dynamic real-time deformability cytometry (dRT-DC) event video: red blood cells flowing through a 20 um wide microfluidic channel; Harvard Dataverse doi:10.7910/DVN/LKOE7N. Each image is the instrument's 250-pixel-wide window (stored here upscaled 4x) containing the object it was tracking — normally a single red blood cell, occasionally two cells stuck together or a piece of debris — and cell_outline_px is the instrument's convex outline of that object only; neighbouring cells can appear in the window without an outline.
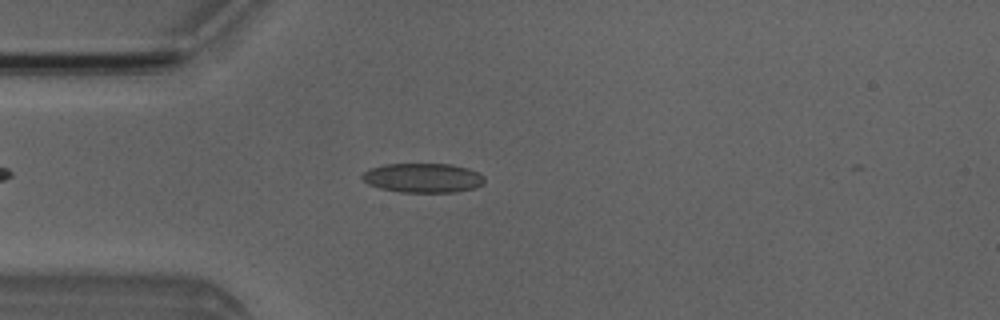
{"species": "Egyptian fruit bat (a non-hibernating species)", "species_latin": "Rousettus aegyptiacus", "temperature_condition": "room temperature", "stored_images_in_passage": 3, "camera_frame_rate_fps": 3000, "um_per_image_px": 0.085, "animal": {"sex": "male"}, "frame": {"image": 1, "passage_image": 3, "time_ms": 2.333, "image_size_px": [1000, 320], "cell_outline_px": [[484, 184], [476, 188], [456, 192], [400, 192], [380, 188], [368, 184], [360, 176], [368, 168], [384, 164], [452, 164], [468, 168], [480, 172], [484, 176]], "centroid_in_image_um": [35.98, 15.12], "position_along_channel_um": 49.0, "area_um2": 21.21}}